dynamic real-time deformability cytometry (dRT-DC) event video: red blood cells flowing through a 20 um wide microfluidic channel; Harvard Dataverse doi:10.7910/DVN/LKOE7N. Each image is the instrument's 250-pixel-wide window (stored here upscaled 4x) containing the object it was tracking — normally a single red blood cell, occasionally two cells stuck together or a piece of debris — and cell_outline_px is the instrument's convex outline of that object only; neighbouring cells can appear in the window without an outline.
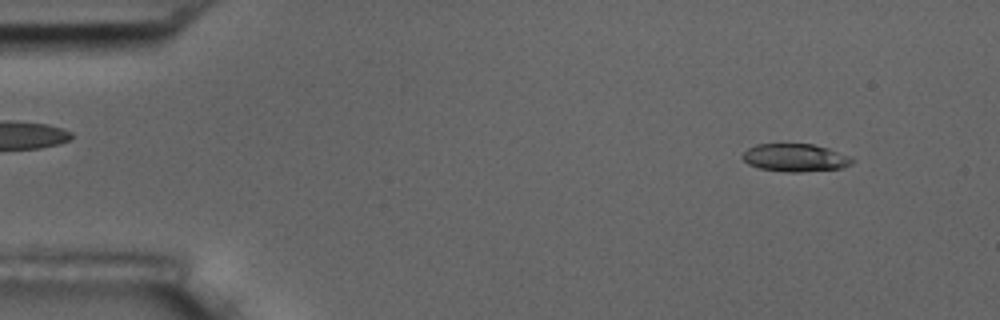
{"species": "common noctule bat (a hibernating species)", "species_latin": "Nyctalus noctula", "temperature_condition": "room temperature", "stored_images_in_passage": 55, "camera_frame_rate_fps": 3000, "um_per_image_px": 0.085, "animal": {"sex": "male", "body_mass_g": 17.5, "forearm_length_mm": 52.3}, "frame": {"image": 1, "passage_image": 5, "time_ms": 1.333, "image_size_px": [1000, 320], "cell_outline_px": [[856, 160], [852, 164], [844, 168], [800, 172], [788, 172], [760, 168], [748, 164], [740, 156], [748, 148], [756, 144], [812, 144], [828, 148], [852, 156]], "centroid_in_image_um": [67.64, 13.4], "position_along_channel_um": 17.4, "area_um2": 17.98}}
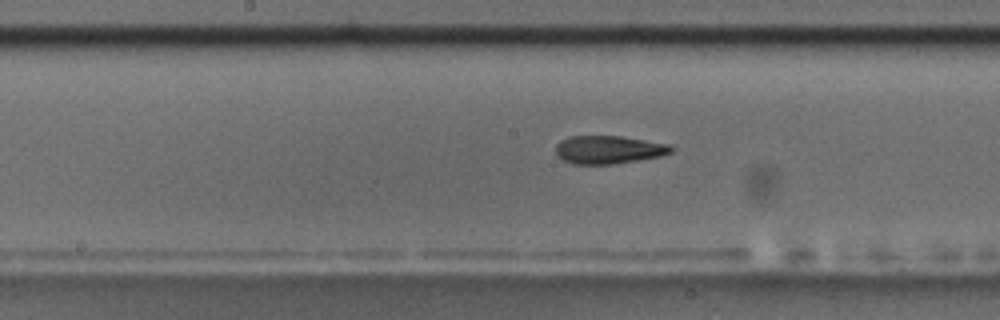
{"frame": {"image": 2, "passage_image": 28, "time_ms": 9.0, "image_size_px": [1000, 320], "cell_outline_px": [[676, 148], [672, 152], [660, 156], [612, 164], [572, 164], [556, 156], [556, 144], [560, 140], [568, 136], [620, 136], [672, 144]], "centroid_in_image_um": [51.74, 12.71], "position_along_channel_um": 196.5, "area_um2": 19.07}}
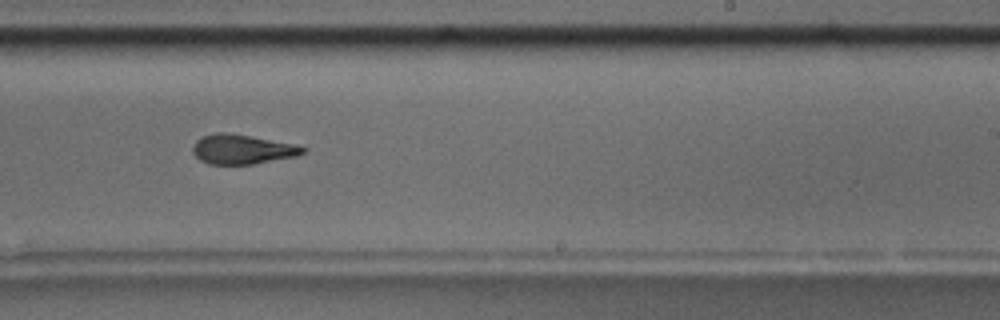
{"frame": {"image": 3, "passage_image": 34, "time_ms": 11.0, "image_size_px": [1000, 320], "cell_outline_px": [[308, 148], [304, 152], [296, 156], [252, 164], [208, 164], [200, 160], [192, 152], [192, 144], [200, 136], [216, 132], [224, 132], [252, 136], [292, 144]], "centroid_in_image_um": [20.52, 12.68], "position_along_channel_um": 268.5, "area_um2": 18.96}, "authors_computed_cell_mechanics": {"area_um2": 19.1896, "velocity_mm_per_s": 3.6082, "shape_relaxation_time_tau1_ms": 8.8958, "shape_relaxation_time_tau2_ms": 2.5461, "deformation_change_tau1": 0.2278, "deformation_change_tau2": 0.107}}